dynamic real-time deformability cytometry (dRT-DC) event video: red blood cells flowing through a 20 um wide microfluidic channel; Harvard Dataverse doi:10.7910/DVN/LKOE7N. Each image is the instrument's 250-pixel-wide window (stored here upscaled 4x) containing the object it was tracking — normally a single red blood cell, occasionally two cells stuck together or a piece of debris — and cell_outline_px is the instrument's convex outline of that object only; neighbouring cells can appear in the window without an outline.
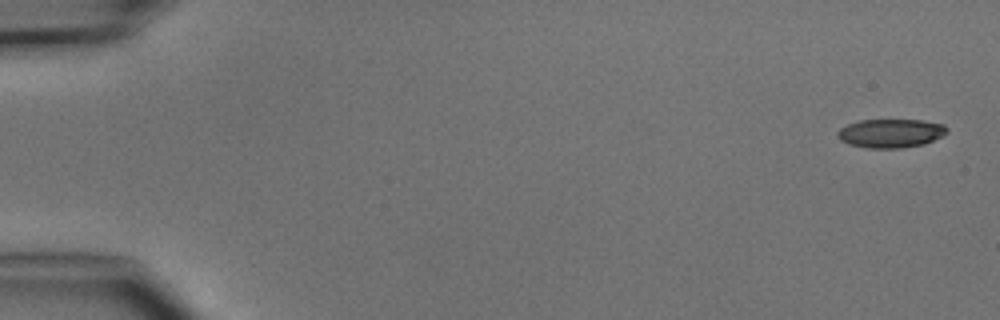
{"species": "common noctule bat (a hibernating species)", "species_latin": "Nyctalus noctula", "temperature_condition": "cold", "stored_images_in_passage": 7, "camera_frame_rate_fps": 3000, "um_per_image_px": 0.085, "animal": {"sex": "male", "body_mass_g": 15.6}, "frame": {"image": 1, "passage_image": 1, "time_ms": 0.0, "image_size_px": [1000, 320], "cell_outline_px": [[948, 132], [944, 136], [924, 144], [900, 148], [868, 148], [848, 144], [840, 140], [836, 136], [836, 132], [840, 128], [848, 124], [860, 120], [920, 120], [944, 124], [948, 128]], "centroid_in_image_um": [75.72, 11.33], "position_along_channel_um": 9.3, "area_um2": 18.5}}
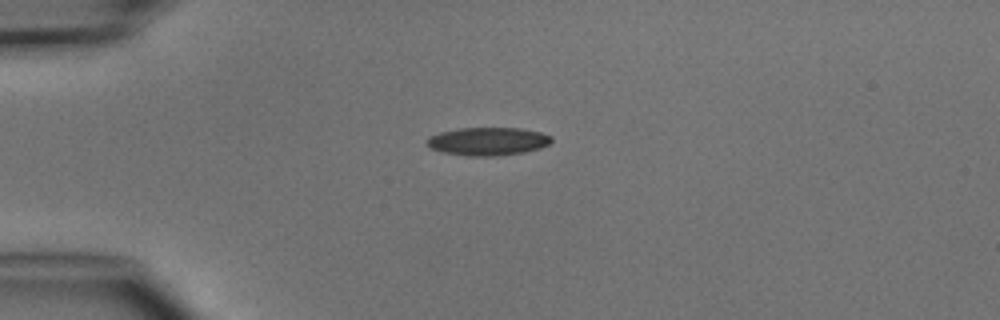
{"frame": {"image": 2, "passage_image": 4, "time_ms": 3.667, "image_size_px": [1000, 320], "cell_outline_px": [[552, 140], [548, 144], [540, 148], [524, 152], [500, 156], [468, 156], [444, 152], [432, 148], [424, 140], [428, 136], [440, 132], [460, 128], [520, 128], [540, 132], [552, 136]], "centroid_in_image_um": [41.47, 12.01], "position_along_channel_um": 43.5, "area_um2": 20.4}}
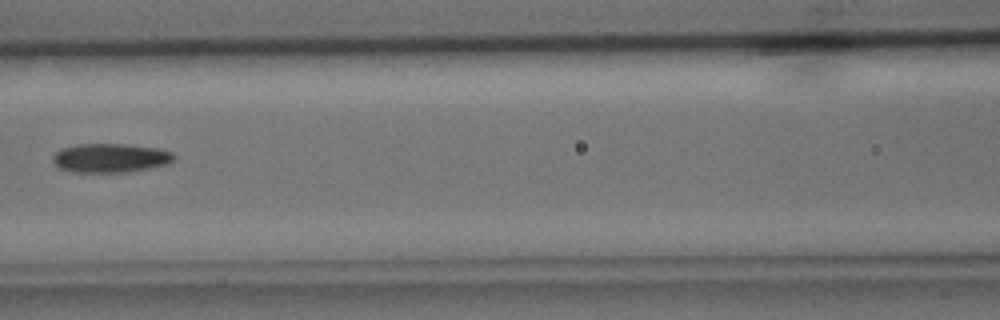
{"frame": {"image": 3, "passage_image": 7, "time_ms": 7.0, "image_size_px": [1000, 320], "cell_outline_px": [[176, 156], [168, 164], [148, 168], [124, 172], [72, 172], [60, 168], [52, 160], [52, 156], [60, 148], [76, 144], [124, 144], [156, 148], [172, 152]], "centroid_in_image_um": [9.35, 13.42], "position_along_channel_um": 157.3, "area_um2": 20.4}}